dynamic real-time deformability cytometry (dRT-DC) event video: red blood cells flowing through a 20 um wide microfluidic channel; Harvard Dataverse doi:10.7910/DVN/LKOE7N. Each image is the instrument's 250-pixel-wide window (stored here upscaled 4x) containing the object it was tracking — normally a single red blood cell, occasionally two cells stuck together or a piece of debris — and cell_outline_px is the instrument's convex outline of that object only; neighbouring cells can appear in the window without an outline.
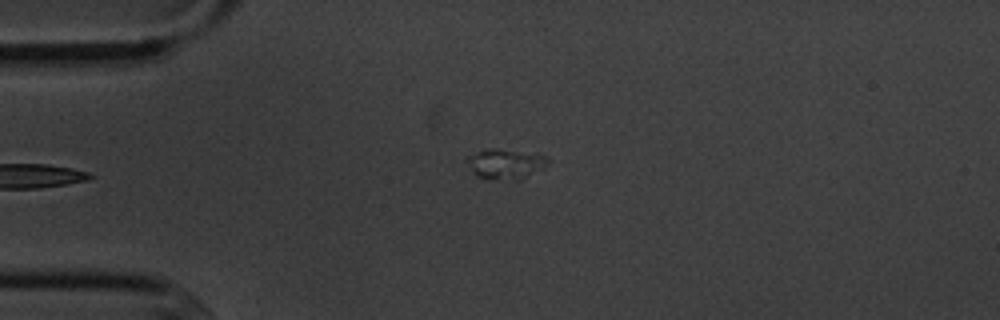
{"species": "common noctule bat (a hibernating species)", "species_latin": "Nyctalus noctula", "temperature_condition": "cold", "stored_images_in_passage": 6, "camera_frame_rate_fps": 3000, "um_per_image_px": 0.085, "animal": {"sex": "male", "body_mass_g": 20.1, "forearm_length_mm": 53.5}, "frame": {"image": 1, "passage_image": 5, "time_ms": 5.667, "image_size_px": [1000, 320], "cell_outline_px": [[552, 160], [544, 168], [520, 180], [488, 180], [476, 176], [472, 172], [468, 160], [468, 156], [488, 148], [496, 148], [548, 156]], "centroid_in_image_um": [43.01, 13.96], "position_along_channel_um": 42.0, "area_um2": 14.33}}